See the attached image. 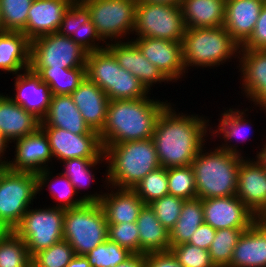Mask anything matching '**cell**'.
<instances>
[{
	"label": "cell",
	"instance_id": "obj_1",
	"mask_svg": "<svg viewBox=\"0 0 266 267\" xmlns=\"http://www.w3.org/2000/svg\"><path fill=\"white\" fill-rule=\"evenodd\" d=\"M172 105L169 103L160 113L152 135L159 164L164 168L191 165L211 132L207 117L177 113Z\"/></svg>",
	"mask_w": 266,
	"mask_h": 267
},
{
	"label": "cell",
	"instance_id": "obj_2",
	"mask_svg": "<svg viewBox=\"0 0 266 267\" xmlns=\"http://www.w3.org/2000/svg\"><path fill=\"white\" fill-rule=\"evenodd\" d=\"M166 101V102H165ZM150 96L109 100L104 127L99 132L102 146L152 138L160 113L170 103Z\"/></svg>",
	"mask_w": 266,
	"mask_h": 267
},
{
	"label": "cell",
	"instance_id": "obj_3",
	"mask_svg": "<svg viewBox=\"0 0 266 267\" xmlns=\"http://www.w3.org/2000/svg\"><path fill=\"white\" fill-rule=\"evenodd\" d=\"M107 163L104 183L120 189H133L151 171L160 167L152 138L102 146Z\"/></svg>",
	"mask_w": 266,
	"mask_h": 267
},
{
	"label": "cell",
	"instance_id": "obj_4",
	"mask_svg": "<svg viewBox=\"0 0 266 267\" xmlns=\"http://www.w3.org/2000/svg\"><path fill=\"white\" fill-rule=\"evenodd\" d=\"M244 158L218 146L213 151L202 148L191 164L197 198L203 200L236 195L238 172Z\"/></svg>",
	"mask_w": 266,
	"mask_h": 267
},
{
	"label": "cell",
	"instance_id": "obj_5",
	"mask_svg": "<svg viewBox=\"0 0 266 267\" xmlns=\"http://www.w3.org/2000/svg\"><path fill=\"white\" fill-rule=\"evenodd\" d=\"M182 48L186 73L190 66L216 68L233 58L238 59L240 50L224 26L186 28Z\"/></svg>",
	"mask_w": 266,
	"mask_h": 267
},
{
	"label": "cell",
	"instance_id": "obj_6",
	"mask_svg": "<svg viewBox=\"0 0 266 267\" xmlns=\"http://www.w3.org/2000/svg\"><path fill=\"white\" fill-rule=\"evenodd\" d=\"M86 77L101 88L109 100L140 99L151 95L136 76L119 66L107 47L87 54Z\"/></svg>",
	"mask_w": 266,
	"mask_h": 267
},
{
	"label": "cell",
	"instance_id": "obj_7",
	"mask_svg": "<svg viewBox=\"0 0 266 267\" xmlns=\"http://www.w3.org/2000/svg\"><path fill=\"white\" fill-rule=\"evenodd\" d=\"M63 224V240L75 255L85 256L108 239V223L99 203L85 202L65 209Z\"/></svg>",
	"mask_w": 266,
	"mask_h": 267
},
{
	"label": "cell",
	"instance_id": "obj_8",
	"mask_svg": "<svg viewBox=\"0 0 266 267\" xmlns=\"http://www.w3.org/2000/svg\"><path fill=\"white\" fill-rule=\"evenodd\" d=\"M37 174L0 168V231H13L37 199Z\"/></svg>",
	"mask_w": 266,
	"mask_h": 267
},
{
	"label": "cell",
	"instance_id": "obj_9",
	"mask_svg": "<svg viewBox=\"0 0 266 267\" xmlns=\"http://www.w3.org/2000/svg\"><path fill=\"white\" fill-rule=\"evenodd\" d=\"M30 208L13 231L24 241L32 258L36 253L63 240L65 209L55 205Z\"/></svg>",
	"mask_w": 266,
	"mask_h": 267
},
{
	"label": "cell",
	"instance_id": "obj_10",
	"mask_svg": "<svg viewBox=\"0 0 266 267\" xmlns=\"http://www.w3.org/2000/svg\"><path fill=\"white\" fill-rule=\"evenodd\" d=\"M80 1L89 10L90 20L105 44L124 41L133 33L138 0Z\"/></svg>",
	"mask_w": 266,
	"mask_h": 267
},
{
	"label": "cell",
	"instance_id": "obj_11",
	"mask_svg": "<svg viewBox=\"0 0 266 267\" xmlns=\"http://www.w3.org/2000/svg\"><path fill=\"white\" fill-rule=\"evenodd\" d=\"M185 31L180 5H158L137 1L133 30L137 37L182 41Z\"/></svg>",
	"mask_w": 266,
	"mask_h": 267
},
{
	"label": "cell",
	"instance_id": "obj_12",
	"mask_svg": "<svg viewBox=\"0 0 266 267\" xmlns=\"http://www.w3.org/2000/svg\"><path fill=\"white\" fill-rule=\"evenodd\" d=\"M87 54L70 37L47 34L31 41L30 67L86 68Z\"/></svg>",
	"mask_w": 266,
	"mask_h": 267
},
{
	"label": "cell",
	"instance_id": "obj_13",
	"mask_svg": "<svg viewBox=\"0 0 266 267\" xmlns=\"http://www.w3.org/2000/svg\"><path fill=\"white\" fill-rule=\"evenodd\" d=\"M46 133L52 155L61 163L67 159H105L99 133L73 134L56 127H41Z\"/></svg>",
	"mask_w": 266,
	"mask_h": 267
},
{
	"label": "cell",
	"instance_id": "obj_14",
	"mask_svg": "<svg viewBox=\"0 0 266 267\" xmlns=\"http://www.w3.org/2000/svg\"><path fill=\"white\" fill-rule=\"evenodd\" d=\"M132 40L142 54L171 82L185 78L182 41L152 37H135Z\"/></svg>",
	"mask_w": 266,
	"mask_h": 267
},
{
	"label": "cell",
	"instance_id": "obj_15",
	"mask_svg": "<svg viewBox=\"0 0 266 267\" xmlns=\"http://www.w3.org/2000/svg\"><path fill=\"white\" fill-rule=\"evenodd\" d=\"M236 196L258 219L266 213V168L257 157L241 161Z\"/></svg>",
	"mask_w": 266,
	"mask_h": 267
},
{
	"label": "cell",
	"instance_id": "obj_16",
	"mask_svg": "<svg viewBox=\"0 0 266 267\" xmlns=\"http://www.w3.org/2000/svg\"><path fill=\"white\" fill-rule=\"evenodd\" d=\"M204 223L215 230L249 228L258 218L236 196L202 200Z\"/></svg>",
	"mask_w": 266,
	"mask_h": 267
},
{
	"label": "cell",
	"instance_id": "obj_17",
	"mask_svg": "<svg viewBox=\"0 0 266 267\" xmlns=\"http://www.w3.org/2000/svg\"><path fill=\"white\" fill-rule=\"evenodd\" d=\"M13 143L15 157L11 161L9 159L8 169L37 174L50 168L48 164L52 162L53 155L49 139L41 127Z\"/></svg>",
	"mask_w": 266,
	"mask_h": 267
},
{
	"label": "cell",
	"instance_id": "obj_18",
	"mask_svg": "<svg viewBox=\"0 0 266 267\" xmlns=\"http://www.w3.org/2000/svg\"><path fill=\"white\" fill-rule=\"evenodd\" d=\"M238 59L242 94L266 113V50L240 49Z\"/></svg>",
	"mask_w": 266,
	"mask_h": 267
},
{
	"label": "cell",
	"instance_id": "obj_19",
	"mask_svg": "<svg viewBox=\"0 0 266 267\" xmlns=\"http://www.w3.org/2000/svg\"><path fill=\"white\" fill-rule=\"evenodd\" d=\"M111 42L106 47L112 52L121 68L129 71L150 92L151 87L159 83L170 82L162 72L153 65L140 51L137 45L129 39Z\"/></svg>",
	"mask_w": 266,
	"mask_h": 267
},
{
	"label": "cell",
	"instance_id": "obj_20",
	"mask_svg": "<svg viewBox=\"0 0 266 267\" xmlns=\"http://www.w3.org/2000/svg\"><path fill=\"white\" fill-rule=\"evenodd\" d=\"M58 33L70 37L88 53L106 48L90 20L89 10L80 0H74L65 12ZM101 41L103 45H99Z\"/></svg>",
	"mask_w": 266,
	"mask_h": 267
},
{
	"label": "cell",
	"instance_id": "obj_21",
	"mask_svg": "<svg viewBox=\"0 0 266 267\" xmlns=\"http://www.w3.org/2000/svg\"><path fill=\"white\" fill-rule=\"evenodd\" d=\"M74 0H33L22 33L30 40L57 33L65 12Z\"/></svg>",
	"mask_w": 266,
	"mask_h": 267
},
{
	"label": "cell",
	"instance_id": "obj_22",
	"mask_svg": "<svg viewBox=\"0 0 266 267\" xmlns=\"http://www.w3.org/2000/svg\"><path fill=\"white\" fill-rule=\"evenodd\" d=\"M15 76L16 92L14 97L9 94L10 98L42 120L48 112L52 97L49 86L30 68Z\"/></svg>",
	"mask_w": 266,
	"mask_h": 267
},
{
	"label": "cell",
	"instance_id": "obj_23",
	"mask_svg": "<svg viewBox=\"0 0 266 267\" xmlns=\"http://www.w3.org/2000/svg\"><path fill=\"white\" fill-rule=\"evenodd\" d=\"M227 267H266V222L257 219L244 230Z\"/></svg>",
	"mask_w": 266,
	"mask_h": 267
},
{
	"label": "cell",
	"instance_id": "obj_24",
	"mask_svg": "<svg viewBox=\"0 0 266 267\" xmlns=\"http://www.w3.org/2000/svg\"><path fill=\"white\" fill-rule=\"evenodd\" d=\"M263 0H226L223 26L241 47L253 33Z\"/></svg>",
	"mask_w": 266,
	"mask_h": 267
},
{
	"label": "cell",
	"instance_id": "obj_25",
	"mask_svg": "<svg viewBox=\"0 0 266 267\" xmlns=\"http://www.w3.org/2000/svg\"><path fill=\"white\" fill-rule=\"evenodd\" d=\"M70 96L88 126L99 133L106 121L107 94L86 77Z\"/></svg>",
	"mask_w": 266,
	"mask_h": 267
},
{
	"label": "cell",
	"instance_id": "obj_26",
	"mask_svg": "<svg viewBox=\"0 0 266 267\" xmlns=\"http://www.w3.org/2000/svg\"><path fill=\"white\" fill-rule=\"evenodd\" d=\"M41 120L15 103L8 94L0 93V134L10 143L40 127Z\"/></svg>",
	"mask_w": 266,
	"mask_h": 267
},
{
	"label": "cell",
	"instance_id": "obj_27",
	"mask_svg": "<svg viewBox=\"0 0 266 267\" xmlns=\"http://www.w3.org/2000/svg\"><path fill=\"white\" fill-rule=\"evenodd\" d=\"M108 188L112 190L109 192ZM99 204L108 224L133 223L145 203L133 189H120L108 186ZM115 191V192H114Z\"/></svg>",
	"mask_w": 266,
	"mask_h": 267
},
{
	"label": "cell",
	"instance_id": "obj_28",
	"mask_svg": "<svg viewBox=\"0 0 266 267\" xmlns=\"http://www.w3.org/2000/svg\"><path fill=\"white\" fill-rule=\"evenodd\" d=\"M40 127H56L73 134L98 133L85 122L70 95H53Z\"/></svg>",
	"mask_w": 266,
	"mask_h": 267
},
{
	"label": "cell",
	"instance_id": "obj_29",
	"mask_svg": "<svg viewBox=\"0 0 266 267\" xmlns=\"http://www.w3.org/2000/svg\"><path fill=\"white\" fill-rule=\"evenodd\" d=\"M50 169L51 168H48L37 173L38 194H40L44 187H48L50 196L57 202L55 204L56 207L63 209L76 208L83 205L85 202L99 203L102 199L104 193L101 191L99 192L101 194L94 192L95 194L87 193L82 197H78L79 195L76 193L70 180L61 172L56 173L57 175L53 176V171H50ZM74 196L78 198H75Z\"/></svg>",
	"mask_w": 266,
	"mask_h": 267
},
{
	"label": "cell",
	"instance_id": "obj_30",
	"mask_svg": "<svg viewBox=\"0 0 266 267\" xmlns=\"http://www.w3.org/2000/svg\"><path fill=\"white\" fill-rule=\"evenodd\" d=\"M30 51L31 41L22 32L0 33V71L16 75L29 69Z\"/></svg>",
	"mask_w": 266,
	"mask_h": 267
},
{
	"label": "cell",
	"instance_id": "obj_31",
	"mask_svg": "<svg viewBox=\"0 0 266 267\" xmlns=\"http://www.w3.org/2000/svg\"><path fill=\"white\" fill-rule=\"evenodd\" d=\"M229 109V110H228ZM225 110L223 113H221V119L219 120V123L216 129H212L213 127H210L212 132H210L211 137H216L221 138L224 140L225 143L222 142V145H218V147L222 150H226L228 152H232L234 154L243 156L241 152V149L237 148L238 145L236 144H231L234 141H240V143H243L247 140V138L250 135V131L252 130L251 128V122L248 120L246 117V110H239V108H228ZM234 110V111H233ZM247 118V119H246ZM250 132V133H249ZM213 133V134H212ZM219 135V136H218ZM229 144V145H228ZM236 145V146H235Z\"/></svg>",
	"mask_w": 266,
	"mask_h": 267
},
{
	"label": "cell",
	"instance_id": "obj_32",
	"mask_svg": "<svg viewBox=\"0 0 266 267\" xmlns=\"http://www.w3.org/2000/svg\"><path fill=\"white\" fill-rule=\"evenodd\" d=\"M139 254L170 250V233L157 219L150 205H144L137 218Z\"/></svg>",
	"mask_w": 266,
	"mask_h": 267
},
{
	"label": "cell",
	"instance_id": "obj_33",
	"mask_svg": "<svg viewBox=\"0 0 266 267\" xmlns=\"http://www.w3.org/2000/svg\"><path fill=\"white\" fill-rule=\"evenodd\" d=\"M226 0H181L186 28L221 27L225 19Z\"/></svg>",
	"mask_w": 266,
	"mask_h": 267
},
{
	"label": "cell",
	"instance_id": "obj_34",
	"mask_svg": "<svg viewBox=\"0 0 266 267\" xmlns=\"http://www.w3.org/2000/svg\"><path fill=\"white\" fill-rule=\"evenodd\" d=\"M42 82L46 83L53 95H70L86 78V68L30 67Z\"/></svg>",
	"mask_w": 266,
	"mask_h": 267
},
{
	"label": "cell",
	"instance_id": "obj_35",
	"mask_svg": "<svg viewBox=\"0 0 266 267\" xmlns=\"http://www.w3.org/2000/svg\"><path fill=\"white\" fill-rule=\"evenodd\" d=\"M203 223L202 199L185 200L175 226L169 231L170 246L187 243L192 234Z\"/></svg>",
	"mask_w": 266,
	"mask_h": 267
},
{
	"label": "cell",
	"instance_id": "obj_36",
	"mask_svg": "<svg viewBox=\"0 0 266 267\" xmlns=\"http://www.w3.org/2000/svg\"><path fill=\"white\" fill-rule=\"evenodd\" d=\"M0 267H32L28 248L14 231H0Z\"/></svg>",
	"mask_w": 266,
	"mask_h": 267
},
{
	"label": "cell",
	"instance_id": "obj_37",
	"mask_svg": "<svg viewBox=\"0 0 266 267\" xmlns=\"http://www.w3.org/2000/svg\"><path fill=\"white\" fill-rule=\"evenodd\" d=\"M248 228H225L216 230L208 252L216 267H227L232 259L234 247L244 230Z\"/></svg>",
	"mask_w": 266,
	"mask_h": 267
},
{
	"label": "cell",
	"instance_id": "obj_38",
	"mask_svg": "<svg viewBox=\"0 0 266 267\" xmlns=\"http://www.w3.org/2000/svg\"><path fill=\"white\" fill-rule=\"evenodd\" d=\"M100 161L103 163L105 159H67L62 161L64 170L62 169L61 173L70 180L76 193L79 194L80 189H89L91 183L96 181L95 172H92V170L94 171L96 169L98 163L100 165Z\"/></svg>",
	"mask_w": 266,
	"mask_h": 267
},
{
	"label": "cell",
	"instance_id": "obj_39",
	"mask_svg": "<svg viewBox=\"0 0 266 267\" xmlns=\"http://www.w3.org/2000/svg\"><path fill=\"white\" fill-rule=\"evenodd\" d=\"M169 194L191 200L197 198L195 174L191 165L167 168Z\"/></svg>",
	"mask_w": 266,
	"mask_h": 267
},
{
	"label": "cell",
	"instance_id": "obj_40",
	"mask_svg": "<svg viewBox=\"0 0 266 267\" xmlns=\"http://www.w3.org/2000/svg\"><path fill=\"white\" fill-rule=\"evenodd\" d=\"M133 190L145 203L149 205L153 201L169 194L167 168L159 167L144 177Z\"/></svg>",
	"mask_w": 266,
	"mask_h": 267
},
{
	"label": "cell",
	"instance_id": "obj_41",
	"mask_svg": "<svg viewBox=\"0 0 266 267\" xmlns=\"http://www.w3.org/2000/svg\"><path fill=\"white\" fill-rule=\"evenodd\" d=\"M33 0H0L4 31L22 32Z\"/></svg>",
	"mask_w": 266,
	"mask_h": 267
},
{
	"label": "cell",
	"instance_id": "obj_42",
	"mask_svg": "<svg viewBox=\"0 0 266 267\" xmlns=\"http://www.w3.org/2000/svg\"><path fill=\"white\" fill-rule=\"evenodd\" d=\"M133 253L107 239L96 246L85 257L92 267H115L127 260Z\"/></svg>",
	"mask_w": 266,
	"mask_h": 267
},
{
	"label": "cell",
	"instance_id": "obj_43",
	"mask_svg": "<svg viewBox=\"0 0 266 267\" xmlns=\"http://www.w3.org/2000/svg\"><path fill=\"white\" fill-rule=\"evenodd\" d=\"M74 256L70 244L66 240H61L36 253L31 258V263L32 267H66Z\"/></svg>",
	"mask_w": 266,
	"mask_h": 267
},
{
	"label": "cell",
	"instance_id": "obj_44",
	"mask_svg": "<svg viewBox=\"0 0 266 267\" xmlns=\"http://www.w3.org/2000/svg\"><path fill=\"white\" fill-rule=\"evenodd\" d=\"M185 199L167 194L150 203L157 219L169 231L175 226Z\"/></svg>",
	"mask_w": 266,
	"mask_h": 267
},
{
	"label": "cell",
	"instance_id": "obj_45",
	"mask_svg": "<svg viewBox=\"0 0 266 267\" xmlns=\"http://www.w3.org/2000/svg\"><path fill=\"white\" fill-rule=\"evenodd\" d=\"M183 267H216L208 250L182 243L171 246L169 250Z\"/></svg>",
	"mask_w": 266,
	"mask_h": 267
},
{
	"label": "cell",
	"instance_id": "obj_46",
	"mask_svg": "<svg viewBox=\"0 0 266 267\" xmlns=\"http://www.w3.org/2000/svg\"><path fill=\"white\" fill-rule=\"evenodd\" d=\"M108 239L133 254H139V232L136 222L108 224Z\"/></svg>",
	"mask_w": 266,
	"mask_h": 267
},
{
	"label": "cell",
	"instance_id": "obj_47",
	"mask_svg": "<svg viewBox=\"0 0 266 267\" xmlns=\"http://www.w3.org/2000/svg\"><path fill=\"white\" fill-rule=\"evenodd\" d=\"M240 49L266 50V3L260 10L253 33Z\"/></svg>",
	"mask_w": 266,
	"mask_h": 267
},
{
	"label": "cell",
	"instance_id": "obj_48",
	"mask_svg": "<svg viewBox=\"0 0 266 267\" xmlns=\"http://www.w3.org/2000/svg\"><path fill=\"white\" fill-rule=\"evenodd\" d=\"M216 230L209 224L203 223L192 234L190 240L187 242L193 246L208 250L215 238Z\"/></svg>",
	"mask_w": 266,
	"mask_h": 267
},
{
	"label": "cell",
	"instance_id": "obj_49",
	"mask_svg": "<svg viewBox=\"0 0 266 267\" xmlns=\"http://www.w3.org/2000/svg\"><path fill=\"white\" fill-rule=\"evenodd\" d=\"M146 267H183L170 251L145 254Z\"/></svg>",
	"mask_w": 266,
	"mask_h": 267
},
{
	"label": "cell",
	"instance_id": "obj_50",
	"mask_svg": "<svg viewBox=\"0 0 266 267\" xmlns=\"http://www.w3.org/2000/svg\"><path fill=\"white\" fill-rule=\"evenodd\" d=\"M115 267H146L145 254H132L127 260Z\"/></svg>",
	"mask_w": 266,
	"mask_h": 267
},
{
	"label": "cell",
	"instance_id": "obj_51",
	"mask_svg": "<svg viewBox=\"0 0 266 267\" xmlns=\"http://www.w3.org/2000/svg\"><path fill=\"white\" fill-rule=\"evenodd\" d=\"M9 143L1 134H0V168H7L9 163L8 159L5 158L6 149L9 148ZM3 159V160H2ZM7 159V160H5Z\"/></svg>",
	"mask_w": 266,
	"mask_h": 267
},
{
	"label": "cell",
	"instance_id": "obj_52",
	"mask_svg": "<svg viewBox=\"0 0 266 267\" xmlns=\"http://www.w3.org/2000/svg\"><path fill=\"white\" fill-rule=\"evenodd\" d=\"M66 267H92L85 256L75 255Z\"/></svg>",
	"mask_w": 266,
	"mask_h": 267
},
{
	"label": "cell",
	"instance_id": "obj_53",
	"mask_svg": "<svg viewBox=\"0 0 266 267\" xmlns=\"http://www.w3.org/2000/svg\"><path fill=\"white\" fill-rule=\"evenodd\" d=\"M141 2H147L150 4H158V5H180L181 0H139Z\"/></svg>",
	"mask_w": 266,
	"mask_h": 267
},
{
	"label": "cell",
	"instance_id": "obj_54",
	"mask_svg": "<svg viewBox=\"0 0 266 267\" xmlns=\"http://www.w3.org/2000/svg\"><path fill=\"white\" fill-rule=\"evenodd\" d=\"M256 157L265 165L266 168V142L263 144L260 152L257 151L255 158Z\"/></svg>",
	"mask_w": 266,
	"mask_h": 267
},
{
	"label": "cell",
	"instance_id": "obj_55",
	"mask_svg": "<svg viewBox=\"0 0 266 267\" xmlns=\"http://www.w3.org/2000/svg\"><path fill=\"white\" fill-rule=\"evenodd\" d=\"M5 32L4 28H3V23H2V19H1V9H0V33Z\"/></svg>",
	"mask_w": 266,
	"mask_h": 267
},
{
	"label": "cell",
	"instance_id": "obj_56",
	"mask_svg": "<svg viewBox=\"0 0 266 267\" xmlns=\"http://www.w3.org/2000/svg\"><path fill=\"white\" fill-rule=\"evenodd\" d=\"M260 219L266 222V213Z\"/></svg>",
	"mask_w": 266,
	"mask_h": 267
}]
</instances>
